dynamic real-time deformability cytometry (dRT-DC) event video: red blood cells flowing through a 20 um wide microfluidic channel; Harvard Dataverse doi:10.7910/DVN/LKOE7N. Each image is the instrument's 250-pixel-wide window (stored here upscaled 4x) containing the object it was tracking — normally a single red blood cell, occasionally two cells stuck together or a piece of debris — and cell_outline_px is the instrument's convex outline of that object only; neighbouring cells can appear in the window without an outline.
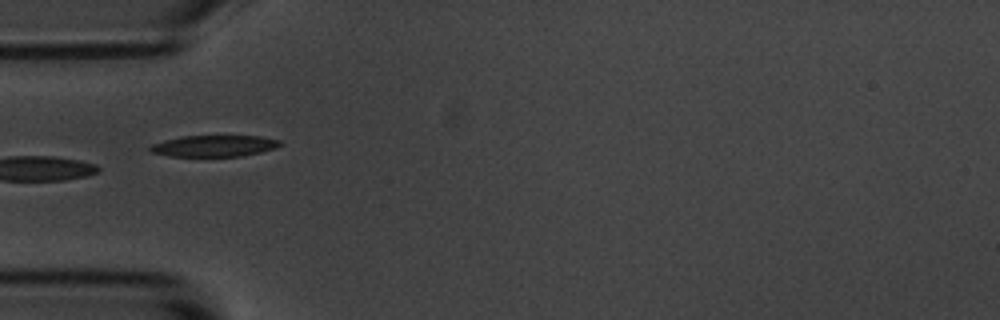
{"species": "common noctule bat (a hibernating species)", "species_latin": "Nyctalus noctula", "temperature_condition": "room temperature", "stored_images_in_passage": 10, "camera_frame_rate_fps": 3000, "um_per_image_px": 0.085, "animal": {"sex": "male", "body_mass_g": 20.1, "forearm_length_mm": 53.5}, "frame": {"image": 1, "passage_image": 6, "time_ms": 1.667, "image_size_px": [1000, 320], "cell_outline_px": [[284, 144], [276, 148], [260, 152], [240, 156], [168, 156], [148, 152], [148, 148], [152, 144], [164, 140], [180, 136], [260, 136], [280, 140]], "centroid_in_image_um": [18.18, 12.4], "position_along_channel_um": 66.8, "area_um2": 16.3}}
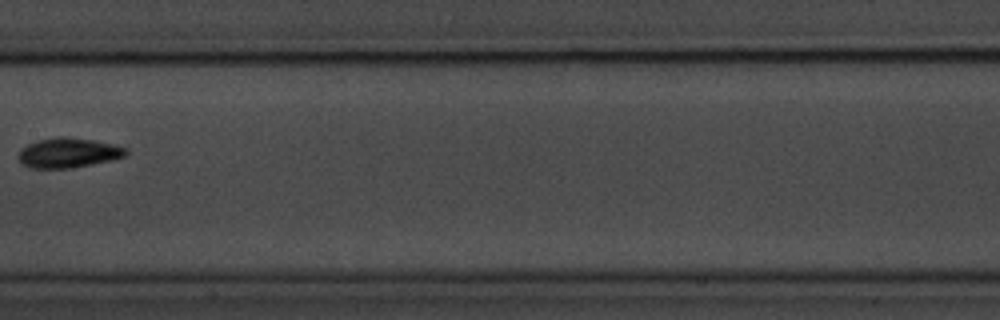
{"frame": {"image": 2, "passage_image": 9, "time_ms": 2.667, "image_size_px": [1000, 320], "cell_outline_px": [[128, 152], [124, 156], [112, 160], [72, 168], [28, 168], [20, 160], [20, 148], [36, 140], [56, 136], [64, 136], [92, 140], [112, 144], [128, 148]], "centroid_in_image_um": [5.81, 12.98], "position_along_channel_um": 201.6, "area_um2": 18.67}}
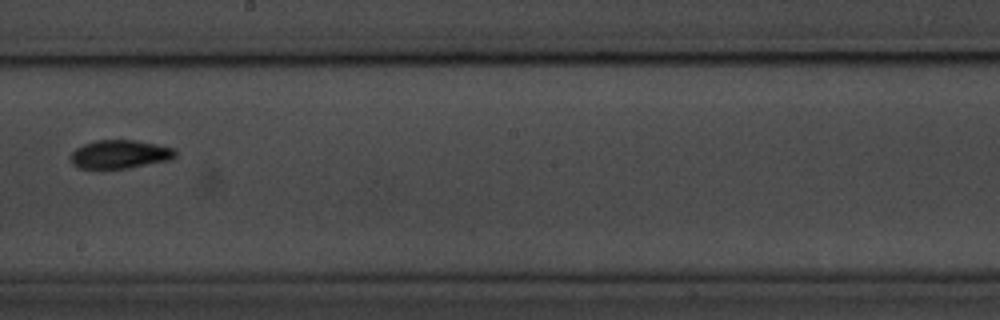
{"frame": {"image": 3, "passage_image": 10, "time_ms": 3.0, "image_size_px": [1000, 320], "cell_outline_px": [[176, 156], [172, 160], [128, 168], [80, 168], [72, 164], [72, 152], [76, 148], [84, 144], [96, 140], [136, 140], [176, 148]], "centroid_in_image_um": [10.25, 13.11], "position_along_channel_um": 238.0, "area_um2": 17.4}}